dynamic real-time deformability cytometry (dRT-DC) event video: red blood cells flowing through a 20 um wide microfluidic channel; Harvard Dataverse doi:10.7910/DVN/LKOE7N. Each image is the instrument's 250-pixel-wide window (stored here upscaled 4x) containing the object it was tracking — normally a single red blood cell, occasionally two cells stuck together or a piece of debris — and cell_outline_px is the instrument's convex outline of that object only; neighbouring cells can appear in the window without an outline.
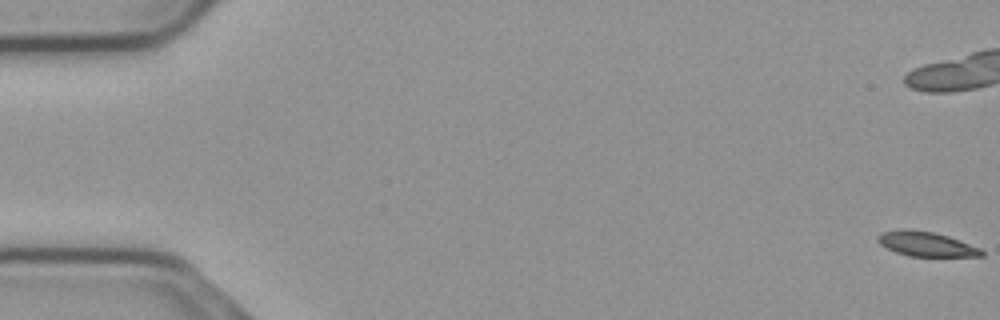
{"species": "common noctule bat (a hibernating species)", "species_latin": "Nyctalus noctula", "temperature_condition": "cold", "stored_images_in_passage": 57, "camera_frame_rate_fps": 3000, "um_per_image_px": 0.085, "animal": {"sex": "male", "body_mass_g": 23.1, "forearm_length_mm": 52.7}, "frame": {"image": 1, "passage_image": 1, "time_ms": 0.0, "image_size_px": [1000, 320], "cell_outline_px": [[984, 256], [908, 256], [896, 252], [880, 244], [876, 240], [876, 236], [880, 232], [904, 228], [932, 232], [948, 236], [980, 248], [984, 252]], "centroid_in_image_um": [78.68, 20.73], "position_along_channel_um": 6.3, "area_um2": 14.85}}